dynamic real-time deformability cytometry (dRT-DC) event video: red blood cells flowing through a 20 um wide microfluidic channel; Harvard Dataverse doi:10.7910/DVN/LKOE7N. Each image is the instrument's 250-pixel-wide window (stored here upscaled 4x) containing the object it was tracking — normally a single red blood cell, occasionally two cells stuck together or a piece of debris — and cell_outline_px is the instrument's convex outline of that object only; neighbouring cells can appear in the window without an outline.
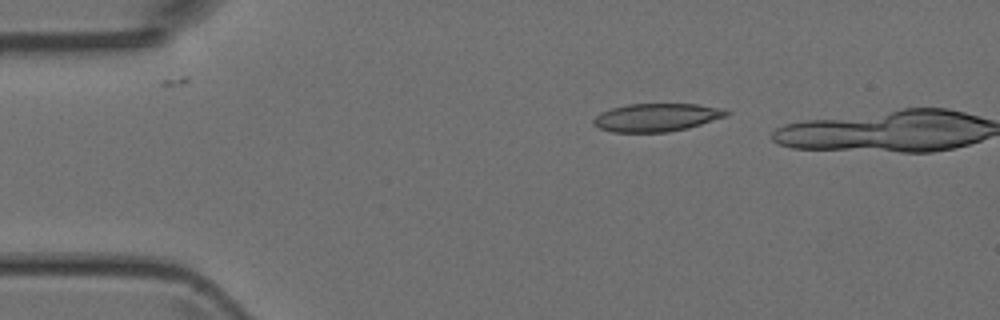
{"species": "Egyptian fruit bat (a non-hibernating species)", "species_latin": "Rousettus aegyptiacus", "temperature_condition": "room temperature", "stored_images_in_passage": 7, "camera_frame_rate_fps": 3000, "um_per_image_px": 0.085, "animal": {"sex": "female"}, "frame": {"image": 1, "passage_image": 3, "time_ms": 2.333, "image_size_px": [1000, 320], "cell_outline_px": [[732, 112], [728, 116], [688, 128], [668, 132], [612, 132], [600, 128], [592, 124], [592, 120], [600, 112], [612, 108], [628, 104], [696, 104], [724, 108]], "centroid_in_image_um": [55.84, 9.98], "position_along_channel_um": 29.2, "area_um2": 21.91}}
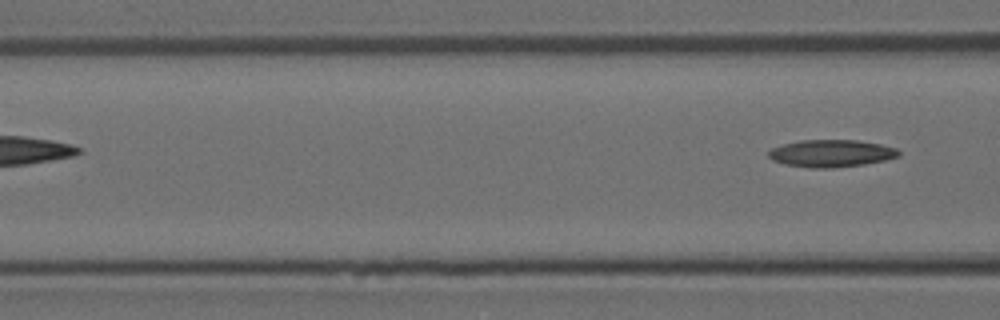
{"frame": {"image": 2, "passage_image": 7, "time_ms": 7.0, "image_size_px": [1000, 320], "cell_outline_px": [[900, 156], [884, 160], [864, 164], [832, 168], [808, 168], [784, 164], [772, 160], [768, 156], [768, 152], [772, 148], [784, 144], [800, 140], [860, 140], [880, 144], [896, 148], [900, 152]], "centroid_in_image_um": [70.65, 13.04], "position_along_channel_um": 96.0, "area_um2": 20.75}}